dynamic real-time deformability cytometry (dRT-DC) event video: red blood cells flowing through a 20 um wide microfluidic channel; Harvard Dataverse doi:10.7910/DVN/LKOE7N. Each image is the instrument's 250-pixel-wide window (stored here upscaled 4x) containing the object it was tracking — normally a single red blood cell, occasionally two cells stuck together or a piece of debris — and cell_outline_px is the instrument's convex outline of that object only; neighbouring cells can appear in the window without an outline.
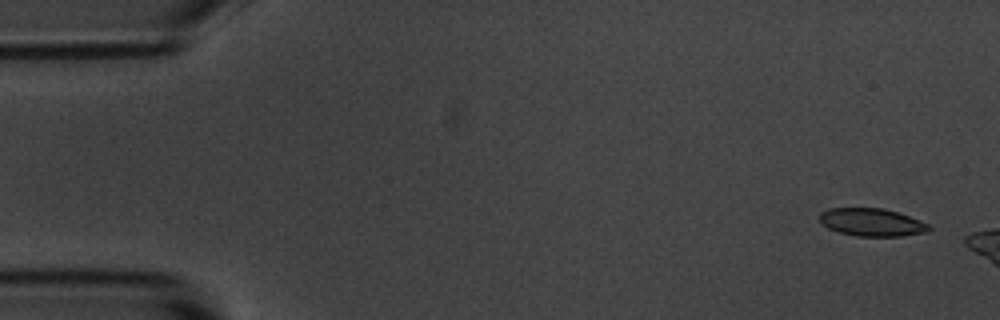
{"species": "common noctule bat (a hibernating species)", "species_latin": "Nyctalus noctula", "temperature_condition": "room temperature", "stored_images_in_passage": 4, "camera_frame_rate_fps": 3000, "um_per_image_px": 0.085, "animal": {"sex": "male", "body_mass_g": 20.1, "forearm_length_mm": 53.5}, "frame": {"image": 1, "passage_image": 1, "time_ms": 0.0, "image_size_px": [1000, 320], "cell_outline_px": [[932, 228], [928, 232], [904, 236], [856, 236], [840, 232], [828, 228], [820, 224], [820, 212], [828, 208], [884, 208], [920, 220], [928, 224]], "centroid_in_image_um": [74.1, 18.9], "position_along_channel_um": 10.9, "area_um2": 17.8}}